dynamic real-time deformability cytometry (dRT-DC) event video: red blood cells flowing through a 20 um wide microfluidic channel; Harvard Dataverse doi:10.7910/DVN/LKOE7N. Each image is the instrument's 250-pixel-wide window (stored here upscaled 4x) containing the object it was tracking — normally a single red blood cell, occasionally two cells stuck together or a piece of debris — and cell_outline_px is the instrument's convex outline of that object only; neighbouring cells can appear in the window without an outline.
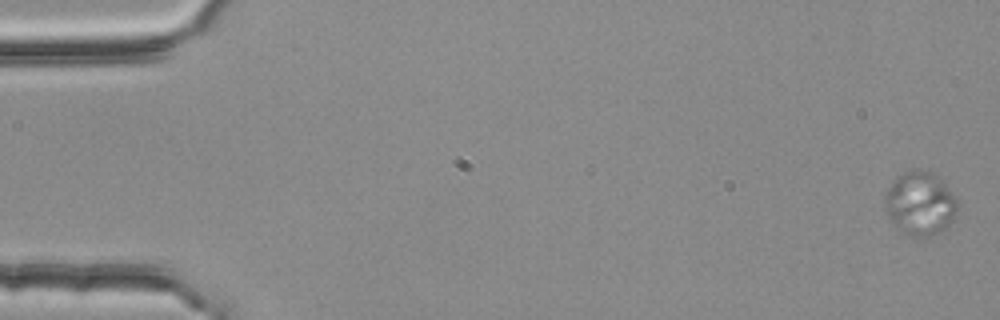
{"species": "common noctule bat (a hibernating species)", "species_latin": "Nyctalus noctula", "temperature_condition": "room temperature", "stored_images_in_passage": 4, "camera_frame_rate_fps": 3000, "um_per_image_px": 0.085, "animal": {"sex": "female", "body_mass_g": 25.1}, "frame": {"image": 1, "passage_image": 1, "time_ms": 0.0, "image_size_px": [1000, 320], "cell_outline_px": [[960, 204], [952, 220], [940, 232], [920, 240], [908, 236], [900, 232], [892, 224], [884, 208], [884, 196], [892, 180], [904, 172], [916, 168], [932, 172], [956, 196]], "centroid_in_image_um": [78.18, 17.33], "position_along_channel_um": 6.8, "area_um2": 27.57}}
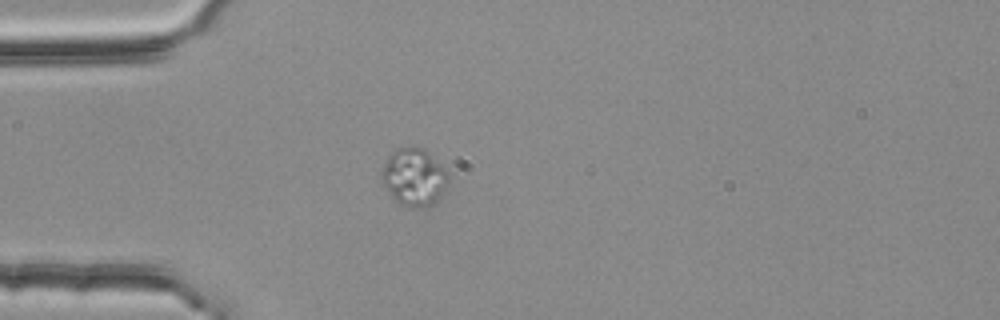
{"frame": {"image": 2, "passage_image": 4, "time_ms": 1.0, "image_size_px": [1000, 320], "cell_outline_px": [[452, 180], [444, 192], [436, 200], [428, 204], [416, 208], [408, 208], [400, 204], [384, 188], [380, 176], [380, 172], [388, 156], [396, 148], [424, 148], [452, 176]], "centroid_in_image_um": [35.2, 15.06], "position_along_channel_um": 49.8, "area_um2": 22.48}}